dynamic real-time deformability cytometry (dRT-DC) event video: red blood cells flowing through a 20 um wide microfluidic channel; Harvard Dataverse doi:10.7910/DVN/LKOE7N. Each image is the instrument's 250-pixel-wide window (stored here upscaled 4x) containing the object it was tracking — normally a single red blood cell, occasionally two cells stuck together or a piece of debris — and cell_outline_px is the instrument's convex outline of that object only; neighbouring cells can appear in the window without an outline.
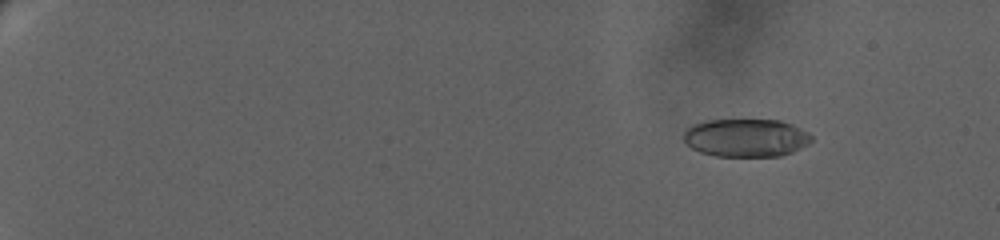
{"species": "human", "species_latin": "Homo sapiens", "temperature_condition": "warm", "stored_images_in_passage": 55, "camera_frame_rate_fps": 3000, "um_per_image_px": 0.085, "donor": {"sex": "female"}, "frame": {"image": 1, "passage_image": 8, "time_ms": 3.333, "image_size_px": [1000, 240], "cell_outline_px": [[812, 140], [808, 144], [792, 152], [780, 156], [716, 156], [700, 152], [684, 144], [684, 132], [692, 124], [704, 120], [780, 120], [792, 124], [808, 132], [812, 136]], "centroid_in_image_um": [63.39, 11.71], "position_along_channel_um": 21.6, "area_um2": 28.5}}
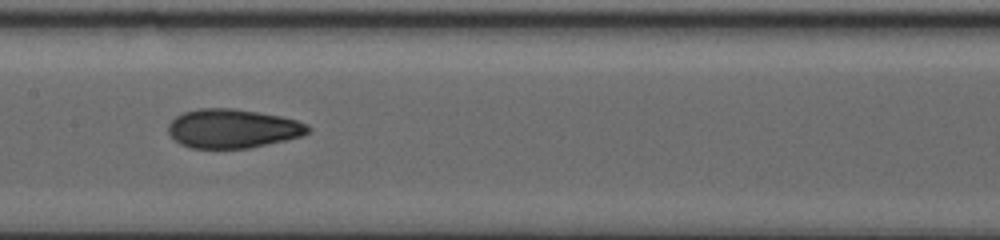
{"frame": {"image": 2, "passage_image": 33, "time_ms": 14.333, "image_size_px": [1000, 240], "cell_outline_px": [[312, 128], [308, 132], [300, 136], [284, 140], [248, 148], [192, 148], [180, 144], [168, 132], [168, 124], [176, 116], [184, 112], [200, 108], [232, 108], [280, 116], [296, 120], [308, 124]], "centroid_in_image_um": [19.76, 10.92], "position_along_channel_um": 187.6, "area_um2": 31.5}}
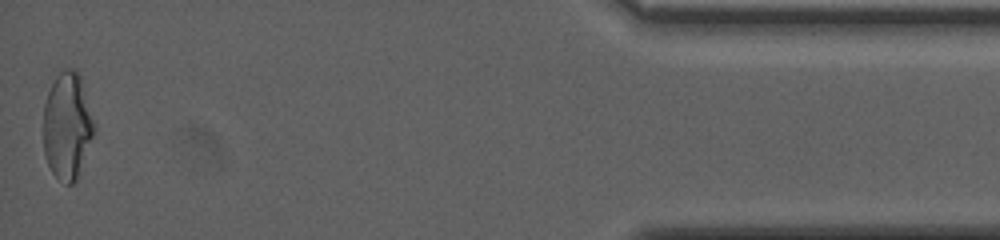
{"frame": {"image": 3, "passage_image": 55, "time_ms": 24.333, "image_size_px": [1000, 240], "cell_outline_px": [[92, 136], [76, 180], [72, 184], [68, 184], [56, 176], [52, 172], [48, 164], [44, 152], [44, 104], [48, 92], [56, 76], [60, 72], [68, 68], [72, 68], [80, 76], [92, 120]], "centroid_in_image_um": [5.67, 10.7], "position_along_channel_um": 429.5, "area_um2": 30.4}, "authors_computed_cell_mechanics": {"area_um2": 30.5184, "velocity_mm_per_s": 3.0536, "shape_relaxation_time_tau1_ms": null, "shape_relaxation_time_tau2_ms": 1.4686, "deformation_change_tau1": null, "deformation_change_tau2": 0.061}}